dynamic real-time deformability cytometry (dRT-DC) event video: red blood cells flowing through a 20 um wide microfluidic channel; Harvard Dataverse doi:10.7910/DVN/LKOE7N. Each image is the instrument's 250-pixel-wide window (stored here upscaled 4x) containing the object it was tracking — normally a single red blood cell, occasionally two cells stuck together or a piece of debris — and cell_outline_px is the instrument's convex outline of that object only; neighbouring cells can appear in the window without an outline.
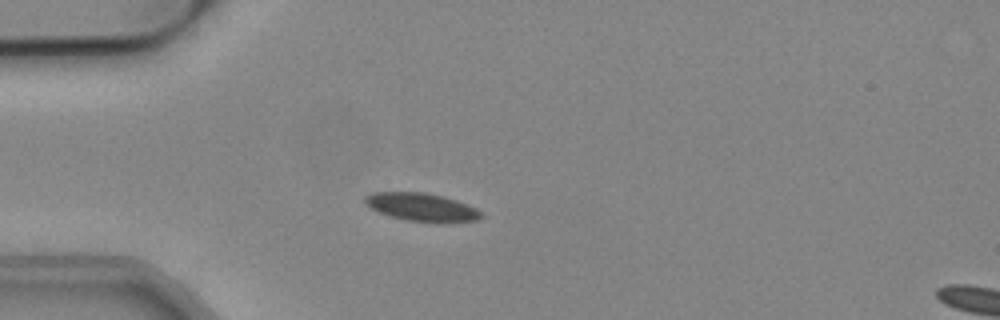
{"species": "common noctule bat (a hibernating species)", "species_latin": "Nyctalus noctula", "temperature_condition": "cold", "stored_images_in_passage": 40, "camera_frame_rate_fps": 3000, "um_per_image_px": 0.085, "animal": {"sex": "male", "body_mass_g": 19.2, "forearm_length_mm": 51.8}, "frame": {"image": 1, "passage_image": 9, "time_ms": 2.667, "image_size_px": [1000, 320], "cell_outline_px": [[484, 216], [476, 220], [408, 220], [392, 216], [380, 212], [364, 204], [364, 196], [372, 192], [424, 192], [444, 196], [468, 204], [476, 208]], "centroid_in_image_um": [35.78, 17.55], "position_along_channel_um": 49.2, "area_um2": 18.26}}
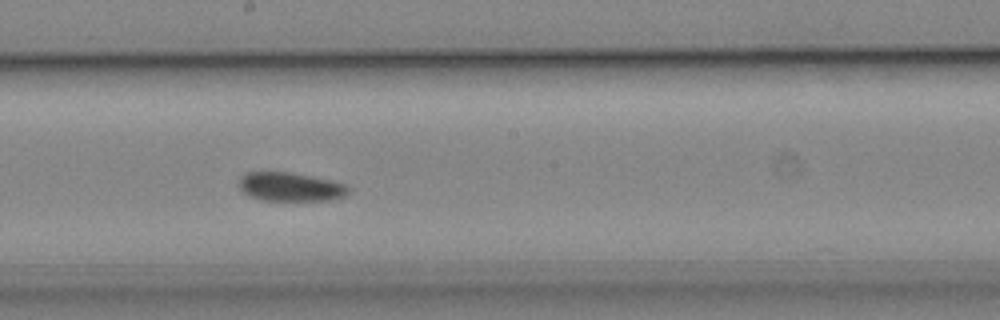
{"frame": {"image": 2, "passage_image": 24, "time_ms": 7.667, "image_size_px": [1000, 320], "cell_outline_px": [[348, 192], [344, 196], [328, 200], [260, 200], [244, 192], [240, 188], [240, 176], [248, 172], [292, 172], [328, 180], [344, 184], [348, 188]], "centroid_in_image_um": [24.65, 15.88], "position_along_channel_um": 223.5, "area_um2": 17.98}}
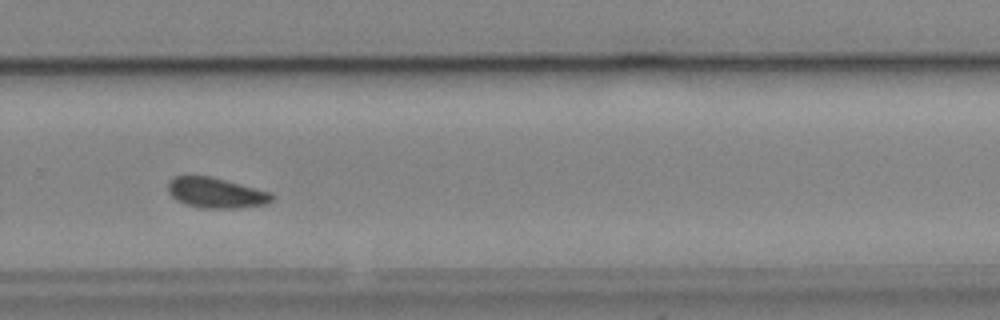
{"frame": {"image": 3, "passage_image": 31, "time_ms": 10.0, "image_size_px": [1000, 320], "cell_outline_px": [[276, 196], [268, 204], [240, 208], [200, 208], [184, 204], [176, 200], [168, 192], [168, 180], [172, 176], [208, 176], [272, 192]], "centroid_in_image_um": [18.36, 16.4], "position_along_channel_um": 311.4, "area_um2": 18.55}, "authors_computed_cell_mechanics": {"area_um2": 18.5827, "velocity_mm_per_s": 3.7862, "shape_relaxation_time_tau1_ms": 6.605, "shape_relaxation_time_tau2_ms": null, "deformation_change_tau1": 0.0691, "deformation_change_tau2": null}}